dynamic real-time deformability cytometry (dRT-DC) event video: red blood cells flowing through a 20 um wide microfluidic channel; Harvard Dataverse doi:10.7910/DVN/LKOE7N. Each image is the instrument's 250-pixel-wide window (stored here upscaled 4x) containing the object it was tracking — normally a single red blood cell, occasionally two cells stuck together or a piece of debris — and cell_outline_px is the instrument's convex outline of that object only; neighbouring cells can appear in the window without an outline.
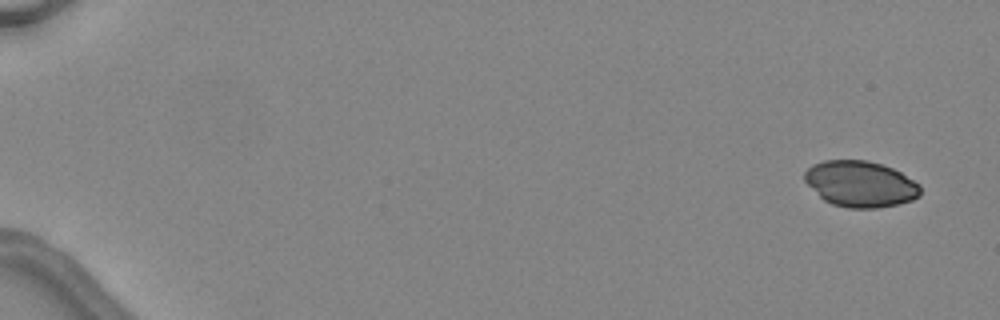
{"species": "common noctule bat (a hibernating species)", "species_latin": "Nyctalus noctula", "temperature_condition": "warm", "stored_images_in_passage": 5, "camera_frame_rate_fps": 3000, "um_per_image_px": 0.085, "animal": {"sex": "female", "body_mass_g": 24.6, "forearm_length_mm": 56.2}, "frame": {"image": 1, "passage_image": 1, "time_ms": 0.0, "image_size_px": [1000, 320], "cell_outline_px": [[920, 196], [912, 200], [896, 204], [876, 208], [848, 208], [832, 204], [824, 200], [804, 180], [804, 172], [812, 164], [824, 160], [868, 160], [892, 168], [900, 172], [920, 184]], "centroid_in_image_um": [73.13, 15.63], "position_along_channel_um": 11.9, "area_um2": 30.98}}